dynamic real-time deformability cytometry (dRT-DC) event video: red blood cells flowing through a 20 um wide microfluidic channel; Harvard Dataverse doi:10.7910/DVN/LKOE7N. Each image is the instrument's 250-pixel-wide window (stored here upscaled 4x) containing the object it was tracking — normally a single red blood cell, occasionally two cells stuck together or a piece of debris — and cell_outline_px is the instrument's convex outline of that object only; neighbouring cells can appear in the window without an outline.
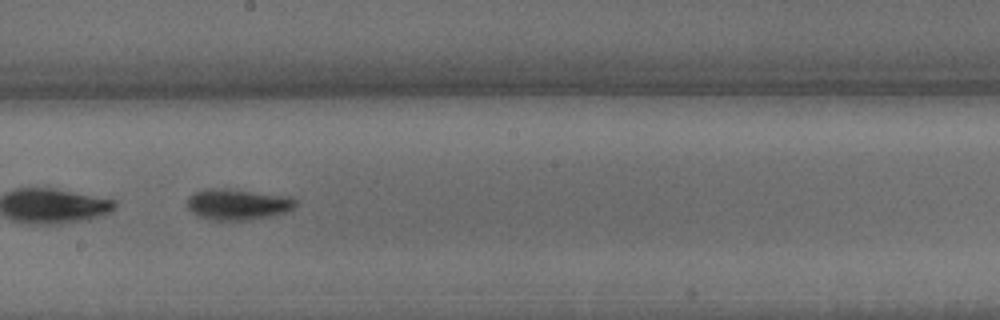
{"species": "common noctule bat (a hibernating species)", "species_latin": "Nyctalus noctula", "temperature_condition": "warm", "stored_images_in_passage": 48, "camera_frame_rate_fps": 3000, "um_per_image_px": 0.085, "animal": {"sex": "male", "body_mass_g": 15.6}, "frame": {"image": 1, "passage_image": 21, "time_ms": 6.667, "image_size_px": [1000, 320], "cell_outline_px": [[296, 204], [292, 208], [284, 212], [268, 216], [248, 220], [208, 220], [192, 212], [188, 208], [188, 196], [196, 192], [208, 188], [224, 188], [292, 196], [296, 200]], "centroid_in_image_um": [20.2, 17.36], "position_along_channel_um": 228.0, "area_um2": 19.48}, "authors_computed_cell_mechanics": {"area_um2": 18.207, "velocity_mm_per_s": 3.2274, "shape_relaxation_time_tau1_ms": 3.4956, "shape_relaxation_time_tau2_ms": 5.4473, "deformation_change_tau1": 0.1982, "deformation_change_tau2": 0.1267}}